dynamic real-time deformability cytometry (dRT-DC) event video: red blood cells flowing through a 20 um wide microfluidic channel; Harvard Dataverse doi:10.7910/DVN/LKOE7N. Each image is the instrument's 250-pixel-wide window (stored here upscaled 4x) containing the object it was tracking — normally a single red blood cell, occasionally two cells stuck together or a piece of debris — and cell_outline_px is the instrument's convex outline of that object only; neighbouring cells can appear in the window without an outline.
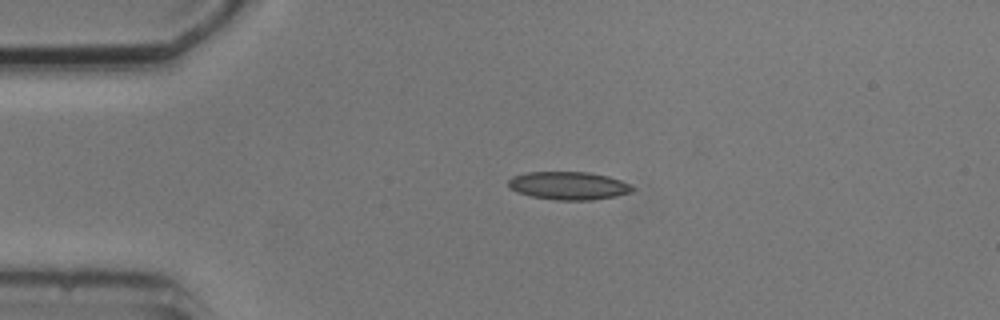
{"species": "common noctule bat (a hibernating species)", "species_latin": "Nyctalus noctula", "temperature_condition": "cold", "stored_images_in_passage": 4, "camera_frame_rate_fps": 3000, "um_per_image_px": 0.085, "animal": {"sex": "male", "body_mass_g": 20.5, "forearm_length_mm": 52.5}, "frame": {"image": 1, "passage_image": 3, "time_ms": 2.333, "image_size_px": [1000, 320], "cell_outline_px": [[636, 188], [632, 192], [616, 196], [592, 200], [556, 200], [528, 196], [516, 192], [508, 188], [508, 180], [512, 176], [528, 172], [588, 172], [608, 176], [620, 180]], "centroid_in_image_um": [48.3, 15.79], "position_along_channel_um": 36.7, "area_um2": 20.46}}